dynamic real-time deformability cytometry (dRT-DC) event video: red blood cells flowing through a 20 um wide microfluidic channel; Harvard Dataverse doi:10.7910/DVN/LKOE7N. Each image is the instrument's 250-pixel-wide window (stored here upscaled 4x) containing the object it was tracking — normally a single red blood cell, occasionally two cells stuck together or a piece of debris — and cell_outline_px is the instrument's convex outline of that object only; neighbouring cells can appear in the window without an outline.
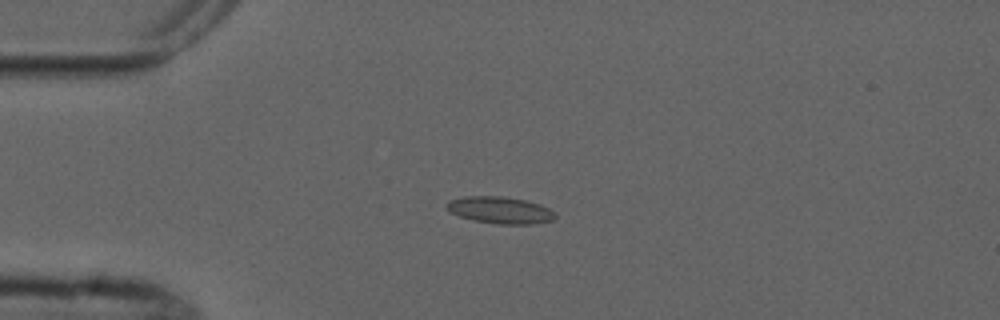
{"species": "common noctule bat (a hibernating species)", "species_latin": "Nyctalus noctula", "temperature_condition": "cold", "stored_images_in_passage": 9, "camera_frame_rate_fps": 3000, "um_per_image_px": 0.085, "animal": {"sex": "male", "forearm_length_mm": 52.5}, "frame": {"image": 1, "passage_image": 4, "time_ms": 3.333, "image_size_px": [1000, 320], "cell_outline_px": [[556, 216], [552, 220], [532, 224], [496, 224], [472, 220], [460, 216], [452, 212], [444, 204], [448, 200], [464, 196], [504, 196], [524, 200], [540, 204], [556, 212]], "centroid_in_image_um": [42.5, 17.85], "position_along_channel_um": 42.5, "area_um2": 17.05}}
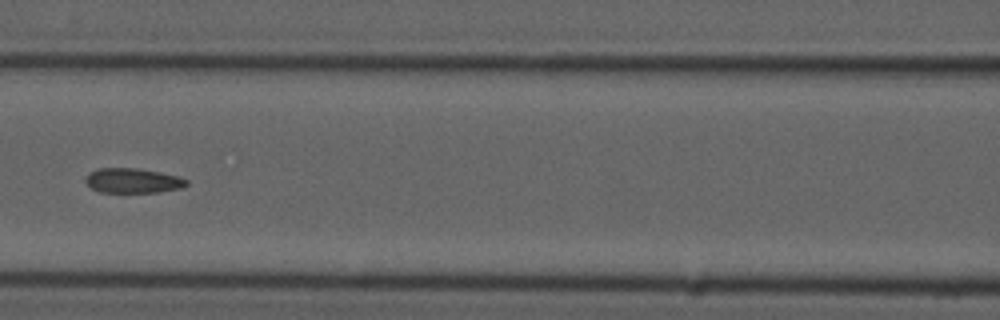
{"frame": {"image": 2, "passage_image": 7, "time_ms": 7.0, "image_size_px": [1000, 320], "cell_outline_px": [[188, 184], [180, 188], [160, 192], [100, 192], [92, 188], [84, 180], [92, 172], [100, 168], [136, 168], [160, 172], [176, 176], [188, 180]], "centroid_in_image_um": [11.31, 15.36], "position_along_channel_um": 155.3, "area_um2": 14.33}}
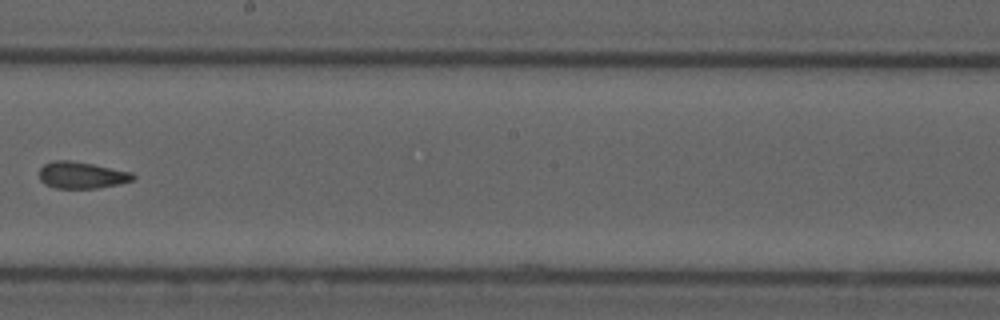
{"frame": {"image": 3, "passage_image": 9, "time_ms": 9.333, "image_size_px": [1000, 320], "cell_outline_px": [[136, 176], [132, 180], [120, 184], [96, 188], [56, 188], [44, 184], [40, 180], [40, 168], [44, 164], [52, 160], [72, 160], [132, 172]], "centroid_in_image_um": [6.93, 14.88], "position_along_channel_um": 241.3, "area_um2": 14.62}}